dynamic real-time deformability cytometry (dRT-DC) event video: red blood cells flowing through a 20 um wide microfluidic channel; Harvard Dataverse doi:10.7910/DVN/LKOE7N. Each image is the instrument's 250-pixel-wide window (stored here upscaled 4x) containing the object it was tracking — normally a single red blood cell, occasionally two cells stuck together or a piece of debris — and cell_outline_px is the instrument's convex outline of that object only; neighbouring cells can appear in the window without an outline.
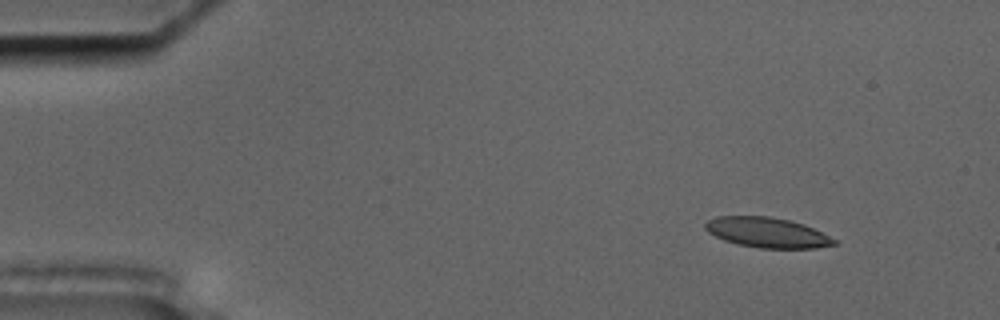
{"species": "common noctule bat (a hibernating species)", "species_latin": "Nyctalus noctula", "temperature_condition": "cold", "stored_images_in_passage": 56, "camera_frame_rate_fps": 3000, "um_per_image_px": 0.085, "animal": {"sex": "male", "body_mass_g": 17.5, "forearm_length_mm": 52.3}, "frame": {"image": 1, "passage_image": 7, "time_ms": 2.0, "image_size_px": [1000, 320], "cell_outline_px": [[836, 244], [816, 248], [760, 248], [736, 244], [724, 240], [708, 232], [704, 228], [704, 224], [708, 220], [716, 216], [768, 216], [792, 220], [804, 224], [836, 240]], "centroid_in_image_um": [65.17, 19.76], "position_along_channel_um": 19.8, "area_um2": 22.6}}
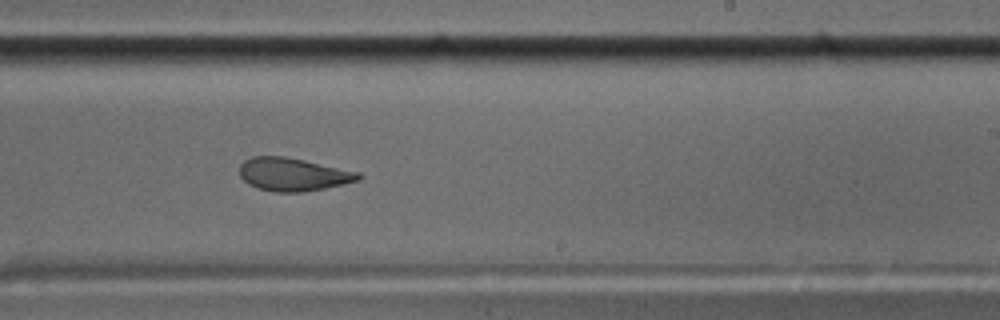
{"frame": {"image": 2, "passage_image": 35, "time_ms": 11.333, "image_size_px": [1000, 320], "cell_outline_px": [[364, 176], [360, 180], [324, 188], [304, 192], [276, 192], [256, 188], [248, 184], [240, 176], [240, 164], [244, 160], [252, 156], [284, 156], [304, 160], [360, 172]], "centroid_in_image_um": [24.91, 14.82], "position_along_channel_um": 264.1, "area_um2": 23.0}}
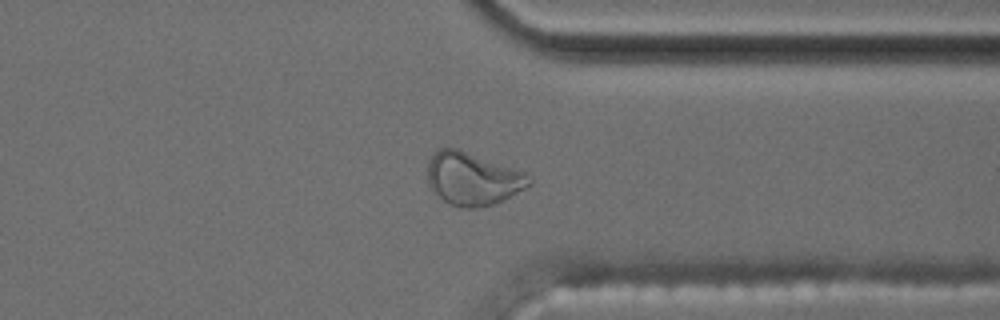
{"frame": {"image": 3, "passage_image": 44, "time_ms": 14.333, "image_size_px": [1000, 320], "cell_outline_px": [[532, 184], [492, 204], [476, 208], [460, 208], [448, 204], [432, 192], [428, 184], [428, 160], [432, 152], [440, 148], [460, 148], [524, 172], [532, 180]], "centroid_in_image_um": [40.11, 15.18], "position_along_channel_um": 371.3, "area_um2": 31.39}, "authors_computed_cell_mechanics": {"area_um2": 23.5535, "velocity_mm_per_s": 3.603, "shape_relaxation_time_tau1_ms": null, "shape_relaxation_time_tau2_ms": 2.5424, "deformation_change_tau1": null, "deformation_change_tau2": 0.0939}}